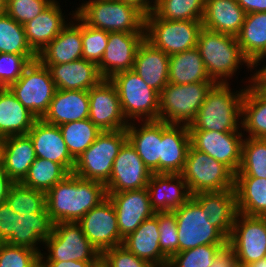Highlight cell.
I'll list each match as a JSON object with an SVG mask.
<instances>
[{
    "label": "cell",
    "mask_w": 266,
    "mask_h": 267,
    "mask_svg": "<svg viewBox=\"0 0 266 267\" xmlns=\"http://www.w3.org/2000/svg\"><path fill=\"white\" fill-rule=\"evenodd\" d=\"M190 147L187 125L167 124L161 121V156L159 174H180Z\"/></svg>",
    "instance_id": "23"
},
{
    "label": "cell",
    "mask_w": 266,
    "mask_h": 267,
    "mask_svg": "<svg viewBox=\"0 0 266 267\" xmlns=\"http://www.w3.org/2000/svg\"><path fill=\"white\" fill-rule=\"evenodd\" d=\"M266 58V48L265 50L251 63L252 65V70L256 69L258 65L261 64V61L264 62ZM264 60V61H263ZM260 63V64H259Z\"/></svg>",
    "instance_id": "60"
},
{
    "label": "cell",
    "mask_w": 266,
    "mask_h": 267,
    "mask_svg": "<svg viewBox=\"0 0 266 267\" xmlns=\"http://www.w3.org/2000/svg\"><path fill=\"white\" fill-rule=\"evenodd\" d=\"M192 198L208 215L209 222L229 238L237 212L235 189L218 192H201Z\"/></svg>",
    "instance_id": "26"
},
{
    "label": "cell",
    "mask_w": 266,
    "mask_h": 267,
    "mask_svg": "<svg viewBox=\"0 0 266 267\" xmlns=\"http://www.w3.org/2000/svg\"><path fill=\"white\" fill-rule=\"evenodd\" d=\"M60 7L58 1L54 0L37 17L23 25L28 45L37 55L68 24Z\"/></svg>",
    "instance_id": "29"
},
{
    "label": "cell",
    "mask_w": 266,
    "mask_h": 267,
    "mask_svg": "<svg viewBox=\"0 0 266 267\" xmlns=\"http://www.w3.org/2000/svg\"><path fill=\"white\" fill-rule=\"evenodd\" d=\"M151 175L152 172L127 140L114 159L110 179L105 184L106 191L122 192L146 188Z\"/></svg>",
    "instance_id": "17"
},
{
    "label": "cell",
    "mask_w": 266,
    "mask_h": 267,
    "mask_svg": "<svg viewBox=\"0 0 266 267\" xmlns=\"http://www.w3.org/2000/svg\"><path fill=\"white\" fill-rule=\"evenodd\" d=\"M168 79L177 85L215 82L208 76L197 48L170 55Z\"/></svg>",
    "instance_id": "36"
},
{
    "label": "cell",
    "mask_w": 266,
    "mask_h": 267,
    "mask_svg": "<svg viewBox=\"0 0 266 267\" xmlns=\"http://www.w3.org/2000/svg\"><path fill=\"white\" fill-rule=\"evenodd\" d=\"M228 244L240 266L266 258V217L237 213Z\"/></svg>",
    "instance_id": "13"
},
{
    "label": "cell",
    "mask_w": 266,
    "mask_h": 267,
    "mask_svg": "<svg viewBox=\"0 0 266 267\" xmlns=\"http://www.w3.org/2000/svg\"><path fill=\"white\" fill-rule=\"evenodd\" d=\"M216 82L171 84L160 92L159 120L167 124L189 126Z\"/></svg>",
    "instance_id": "6"
},
{
    "label": "cell",
    "mask_w": 266,
    "mask_h": 267,
    "mask_svg": "<svg viewBox=\"0 0 266 267\" xmlns=\"http://www.w3.org/2000/svg\"><path fill=\"white\" fill-rule=\"evenodd\" d=\"M190 145L220 163L236 174L241 164L244 132H218L209 130H189Z\"/></svg>",
    "instance_id": "14"
},
{
    "label": "cell",
    "mask_w": 266,
    "mask_h": 267,
    "mask_svg": "<svg viewBox=\"0 0 266 267\" xmlns=\"http://www.w3.org/2000/svg\"><path fill=\"white\" fill-rule=\"evenodd\" d=\"M16 213L5 202L0 204V242H6L14 233Z\"/></svg>",
    "instance_id": "52"
},
{
    "label": "cell",
    "mask_w": 266,
    "mask_h": 267,
    "mask_svg": "<svg viewBox=\"0 0 266 267\" xmlns=\"http://www.w3.org/2000/svg\"><path fill=\"white\" fill-rule=\"evenodd\" d=\"M72 19L38 55L46 67L65 64L82 58V20L72 11ZM75 22V23H74Z\"/></svg>",
    "instance_id": "21"
},
{
    "label": "cell",
    "mask_w": 266,
    "mask_h": 267,
    "mask_svg": "<svg viewBox=\"0 0 266 267\" xmlns=\"http://www.w3.org/2000/svg\"><path fill=\"white\" fill-rule=\"evenodd\" d=\"M53 228L54 223L47 211L24 215L16 213L15 230L6 243L41 253L38 244L52 235Z\"/></svg>",
    "instance_id": "32"
},
{
    "label": "cell",
    "mask_w": 266,
    "mask_h": 267,
    "mask_svg": "<svg viewBox=\"0 0 266 267\" xmlns=\"http://www.w3.org/2000/svg\"><path fill=\"white\" fill-rule=\"evenodd\" d=\"M27 135L32 140L36 157L61 164L72 173L75 159L68 151L59 126L37 119Z\"/></svg>",
    "instance_id": "20"
},
{
    "label": "cell",
    "mask_w": 266,
    "mask_h": 267,
    "mask_svg": "<svg viewBox=\"0 0 266 267\" xmlns=\"http://www.w3.org/2000/svg\"><path fill=\"white\" fill-rule=\"evenodd\" d=\"M68 174L70 173L61 164L37 157L20 183L25 187L47 193Z\"/></svg>",
    "instance_id": "39"
},
{
    "label": "cell",
    "mask_w": 266,
    "mask_h": 267,
    "mask_svg": "<svg viewBox=\"0 0 266 267\" xmlns=\"http://www.w3.org/2000/svg\"><path fill=\"white\" fill-rule=\"evenodd\" d=\"M122 245L138 258L146 260L156 267H162L169 262V258L159 246L157 212L152 217L145 219L133 233L125 237Z\"/></svg>",
    "instance_id": "31"
},
{
    "label": "cell",
    "mask_w": 266,
    "mask_h": 267,
    "mask_svg": "<svg viewBox=\"0 0 266 267\" xmlns=\"http://www.w3.org/2000/svg\"><path fill=\"white\" fill-rule=\"evenodd\" d=\"M83 233L102 254L105 250L123 244L113 203L107 197L90 209L79 221Z\"/></svg>",
    "instance_id": "15"
},
{
    "label": "cell",
    "mask_w": 266,
    "mask_h": 267,
    "mask_svg": "<svg viewBox=\"0 0 266 267\" xmlns=\"http://www.w3.org/2000/svg\"><path fill=\"white\" fill-rule=\"evenodd\" d=\"M246 12L237 0H205L203 28L237 36L245 21Z\"/></svg>",
    "instance_id": "33"
},
{
    "label": "cell",
    "mask_w": 266,
    "mask_h": 267,
    "mask_svg": "<svg viewBox=\"0 0 266 267\" xmlns=\"http://www.w3.org/2000/svg\"><path fill=\"white\" fill-rule=\"evenodd\" d=\"M235 250L227 243L217 252L210 267H239Z\"/></svg>",
    "instance_id": "53"
},
{
    "label": "cell",
    "mask_w": 266,
    "mask_h": 267,
    "mask_svg": "<svg viewBox=\"0 0 266 267\" xmlns=\"http://www.w3.org/2000/svg\"><path fill=\"white\" fill-rule=\"evenodd\" d=\"M172 212L177 223L178 252L200 245L228 243V238L209 222L208 215L192 197Z\"/></svg>",
    "instance_id": "10"
},
{
    "label": "cell",
    "mask_w": 266,
    "mask_h": 267,
    "mask_svg": "<svg viewBox=\"0 0 266 267\" xmlns=\"http://www.w3.org/2000/svg\"><path fill=\"white\" fill-rule=\"evenodd\" d=\"M141 125L130 122L126 127L127 140L135 148L152 172L159 174V157L161 156V121H142ZM140 126V127H139ZM139 127V128H138Z\"/></svg>",
    "instance_id": "30"
},
{
    "label": "cell",
    "mask_w": 266,
    "mask_h": 267,
    "mask_svg": "<svg viewBox=\"0 0 266 267\" xmlns=\"http://www.w3.org/2000/svg\"><path fill=\"white\" fill-rule=\"evenodd\" d=\"M6 202L18 214H31L46 209V193L14 183L8 192Z\"/></svg>",
    "instance_id": "44"
},
{
    "label": "cell",
    "mask_w": 266,
    "mask_h": 267,
    "mask_svg": "<svg viewBox=\"0 0 266 267\" xmlns=\"http://www.w3.org/2000/svg\"><path fill=\"white\" fill-rule=\"evenodd\" d=\"M242 101L241 128L248 133L247 137L266 139V92L248 79Z\"/></svg>",
    "instance_id": "35"
},
{
    "label": "cell",
    "mask_w": 266,
    "mask_h": 267,
    "mask_svg": "<svg viewBox=\"0 0 266 267\" xmlns=\"http://www.w3.org/2000/svg\"><path fill=\"white\" fill-rule=\"evenodd\" d=\"M162 267H171L168 263L163 265Z\"/></svg>",
    "instance_id": "63"
},
{
    "label": "cell",
    "mask_w": 266,
    "mask_h": 267,
    "mask_svg": "<svg viewBox=\"0 0 266 267\" xmlns=\"http://www.w3.org/2000/svg\"><path fill=\"white\" fill-rule=\"evenodd\" d=\"M40 252L0 242V267H38Z\"/></svg>",
    "instance_id": "46"
},
{
    "label": "cell",
    "mask_w": 266,
    "mask_h": 267,
    "mask_svg": "<svg viewBox=\"0 0 266 267\" xmlns=\"http://www.w3.org/2000/svg\"><path fill=\"white\" fill-rule=\"evenodd\" d=\"M54 0H5V13L19 24H26L43 12Z\"/></svg>",
    "instance_id": "49"
},
{
    "label": "cell",
    "mask_w": 266,
    "mask_h": 267,
    "mask_svg": "<svg viewBox=\"0 0 266 267\" xmlns=\"http://www.w3.org/2000/svg\"><path fill=\"white\" fill-rule=\"evenodd\" d=\"M102 256L106 259L108 267H156L152 263L138 258L123 245L105 250Z\"/></svg>",
    "instance_id": "51"
},
{
    "label": "cell",
    "mask_w": 266,
    "mask_h": 267,
    "mask_svg": "<svg viewBox=\"0 0 266 267\" xmlns=\"http://www.w3.org/2000/svg\"><path fill=\"white\" fill-rule=\"evenodd\" d=\"M180 175L192 195L235 189V174L225 164L191 145Z\"/></svg>",
    "instance_id": "8"
},
{
    "label": "cell",
    "mask_w": 266,
    "mask_h": 267,
    "mask_svg": "<svg viewBox=\"0 0 266 267\" xmlns=\"http://www.w3.org/2000/svg\"><path fill=\"white\" fill-rule=\"evenodd\" d=\"M236 38L243 55L252 63L266 48V12L246 14Z\"/></svg>",
    "instance_id": "38"
},
{
    "label": "cell",
    "mask_w": 266,
    "mask_h": 267,
    "mask_svg": "<svg viewBox=\"0 0 266 267\" xmlns=\"http://www.w3.org/2000/svg\"><path fill=\"white\" fill-rule=\"evenodd\" d=\"M146 188L155 212H171L192 197L180 174L152 173Z\"/></svg>",
    "instance_id": "22"
},
{
    "label": "cell",
    "mask_w": 266,
    "mask_h": 267,
    "mask_svg": "<svg viewBox=\"0 0 266 267\" xmlns=\"http://www.w3.org/2000/svg\"><path fill=\"white\" fill-rule=\"evenodd\" d=\"M205 0H157L154 13L166 20L202 21Z\"/></svg>",
    "instance_id": "42"
},
{
    "label": "cell",
    "mask_w": 266,
    "mask_h": 267,
    "mask_svg": "<svg viewBox=\"0 0 266 267\" xmlns=\"http://www.w3.org/2000/svg\"><path fill=\"white\" fill-rule=\"evenodd\" d=\"M8 88L37 119L47 112L57 90L48 67L38 59L32 61Z\"/></svg>",
    "instance_id": "11"
},
{
    "label": "cell",
    "mask_w": 266,
    "mask_h": 267,
    "mask_svg": "<svg viewBox=\"0 0 266 267\" xmlns=\"http://www.w3.org/2000/svg\"><path fill=\"white\" fill-rule=\"evenodd\" d=\"M256 72H252L254 75L252 83L258 87L260 90L266 92V65H262Z\"/></svg>",
    "instance_id": "58"
},
{
    "label": "cell",
    "mask_w": 266,
    "mask_h": 267,
    "mask_svg": "<svg viewBox=\"0 0 266 267\" xmlns=\"http://www.w3.org/2000/svg\"><path fill=\"white\" fill-rule=\"evenodd\" d=\"M237 3L246 14L266 12V0H237Z\"/></svg>",
    "instance_id": "54"
},
{
    "label": "cell",
    "mask_w": 266,
    "mask_h": 267,
    "mask_svg": "<svg viewBox=\"0 0 266 267\" xmlns=\"http://www.w3.org/2000/svg\"><path fill=\"white\" fill-rule=\"evenodd\" d=\"M93 261H40L42 267H87Z\"/></svg>",
    "instance_id": "56"
},
{
    "label": "cell",
    "mask_w": 266,
    "mask_h": 267,
    "mask_svg": "<svg viewBox=\"0 0 266 267\" xmlns=\"http://www.w3.org/2000/svg\"><path fill=\"white\" fill-rule=\"evenodd\" d=\"M89 119L101 131L126 129L129 122L123 116L117 89L110 79H102L88 91Z\"/></svg>",
    "instance_id": "16"
},
{
    "label": "cell",
    "mask_w": 266,
    "mask_h": 267,
    "mask_svg": "<svg viewBox=\"0 0 266 267\" xmlns=\"http://www.w3.org/2000/svg\"><path fill=\"white\" fill-rule=\"evenodd\" d=\"M226 244L200 245L174 254L168 264L171 267H210L217 252Z\"/></svg>",
    "instance_id": "45"
},
{
    "label": "cell",
    "mask_w": 266,
    "mask_h": 267,
    "mask_svg": "<svg viewBox=\"0 0 266 267\" xmlns=\"http://www.w3.org/2000/svg\"><path fill=\"white\" fill-rule=\"evenodd\" d=\"M159 228V246L161 251L170 259L178 253V234L175 214L157 212Z\"/></svg>",
    "instance_id": "50"
},
{
    "label": "cell",
    "mask_w": 266,
    "mask_h": 267,
    "mask_svg": "<svg viewBox=\"0 0 266 267\" xmlns=\"http://www.w3.org/2000/svg\"><path fill=\"white\" fill-rule=\"evenodd\" d=\"M247 267H266V258L253 262L247 265Z\"/></svg>",
    "instance_id": "61"
},
{
    "label": "cell",
    "mask_w": 266,
    "mask_h": 267,
    "mask_svg": "<svg viewBox=\"0 0 266 267\" xmlns=\"http://www.w3.org/2000/svg\"><path fill=\"white\" fill-rule=\"evenodd\" d=\"M126 141V129L102 131L96 140L76 158L72 173L83 179L106 184L112 173L114 159Z\"/></svg>",
    "instance_id": "7"
},
{
    "label": "cell",
    "mask_w": 266,
    "mask_h": 267,
    "mask_svg": "<svg viewBox=\"0 0 266 267\" xmlns=\"http://www.w3.org/2000/svg\"><path fill=\"white\" fill-rule=\"evenodd\" d=\"M35 60H37V55L0 53V85L3 88H8L12 83H15L25 68Z\"/></svg>",
    "instance_id": "48"
},
{
    "label": "cell",
    "mask_w": 266,
    "mask_h": 267,
    "mask_svg": "<svg viewBox=\"0 0 266 267\" xmlns=\"http://www.w3.org/2000/svg\"><path fill=\"white\" fill-rule=\"evenodd\" d=\"M235 176L266 178L265 138H243L241 164Z\"/></svg>",
    "instance_id": "41"
},
{
    "label": "cell",
    "mask_w": 266,
    "mask_h": 267,
    "mask_svg": "<svg viewBox=\"0 0 266 267\" xmlns=\"http://www.w3.org/2000/svg\"><path fill=\"white\" fill-rule=\"evenodd\" d=\"M59 128L68 151L75 160L102 132L89 118L68 122L60 125Z\"/></svg>",
    "instance_id": "40"
},
{
    "label": "cell",
    "mask_w": 266,
    "mask_h": 267,
    "mask_svg": "<svg viewBox=\"0 0 266 267\" xmlns=\"http://www.w3.org/2000/svg\"><path fill=\"white\" fill-rule=\"evenodd\" d=\"M202 28V21L166 20L154 12L145 16V39L169 56L196 48Z\"/></svg>",
    "instance_id": "9"
},
{
    "label": "cell",
    "mask_w": 266,
    "mask_h": 267,
    "mask_svg": "<svg viewBox=\"0 0 266 267\" xmlns=\"http://www.w3.org/2000/svg\"><path fill=\"white\" fill-rule=\"evenodd\" d=\"M125 3L134 5L145 15H148L154 11L157 0H120Z\"/></svg>",
    "instance_id": "57"
},
{
    "label": "cell",
    "mask_w": 266,
    "mask_h": 267,
    "mask_svg": "<svg viewBox=\"0 0 266 267\" xmlns=\"http://www.w3.org/2000/svg\"><path fill=\"white\" fill-rule=\"evenodd\" d=\"M110 81L117 89L121 110L127 122L137 119L142 122L159 120L160 94L133 70L116 73Z\"/></svg>",
    "instance_id": "5"
},
{
    "label": "cell",
    "mask_w": 266,
    "mask_h": 267,
    "mask_svg": "<svg viewBox=\"0 0 266 267\" xmlns=\"http://www.w3.org/2000/svg\"><path fill=\"white\" fill-rule=\"evenodd\" d=\"M36 158L28 135L9 136L0 140V164L15 183L24 179Z\"/></svg>",
    "instance_id": "25"
},
{
    "label": "cell",
    "mask_w": 266,
    "mask_h": 267,
    "mask_svg": "<svg viewBox=\"0 0 266 267\" xmlns=\"http://www.w3.org/2000/svg\"><path fill=\"white\" fill-rule=\"evenodd\" d=\"M56 89L89 91L103 78L97 64L83 58L48 67Z\"/></svg>",
    "instance_id": "27"
},
{
    "label": "cell",
    "mask_w": 266,
    "mask_h": 267,
    "mask_svg": "<svg viewBox=\"0 0 266 267\" xmlns=\"http://www.w3.org/2000/svg\"><path fill=\"white\" fill-rule=\"evenodd\" d=\"M43 246L48 253L41 252L40 261H94L101 255L87 239L78 222L54 224L52 235Z\"/></svg>",
    "instance_id": "12"
},
{
    "label": "cell",
    "mask_w": 266,
    "mask_h": 267,
    "mask_svg": "<svg viewBox=\"0 0 266 267\" xmlns=\"http://www.w3.org/2000/svg\"><path fill=\"white\" fill-rule=\"evenodd\" d=\"M87 267H108L106 259L102 254L91 262Z\"/></svg>",
    "instance_id": "59"
},
{
    "label": "cell",
    "mask_w": 266,
    "mask_h": 267,
    "mask_svg": "<svg viewBox=\"0 0 266 267\" xmlns=\"http://www.w3.org/2000/svg\"><path fill=\"white\" fill-rule=\"evenodd\" d=\"M237 212L266 217V178L235 176Z\"/></svg>",
    "instance_id": "37"
},
{
    "label": "cell",
    "mask_w": 266,
    "mask_h": 267,
    "mask_svg": "<svg viewBox=\"0 0 266 267\" xmlns=\"http://www.w3.org/2000/svg\"><path fill=\"white\" fill-rule=\"evenodd\" d=\"M107 197L113 203L123 239L133 233L145 219L156 213L151 207L147 188L107 192Z\"/></svg>",
    "instance_id": "18"
},
{
    "label": "cell",
    "mask_w": 266,
    "mask_h": 267,
    "mask_svg": "<svg viewBox=\"0 0 266 267\" xmlns=\"http://www.w3.org/2000/svg\"><path fill=\"white\" fill-rule=\"evenodd\" d=\"M231 90L229 83L216 84L208 93L188 130L218 132L242 130V101L245 87L236 92Z\"/></svg>",
    "instance_id": "3"
},
{
    "label": "cell",
    "mask_w": 266,
    "mask_h": 267,
    "mask_svg": "<svg viewBox=\"0 0 266 267\" xmlns=\"http://www.w3.org/2000/svg\"><path fill=\"white\" fill-rule=\"evenodd\" d=\"M145 33L109 32L107 47L97 64L103 79H110L116 73L132 70L139 45Z\"/></svg>",
    "instance_id": "19"
},
{
    "label": "cell",
    "mask_w": 266,
    "mask_h": 267,
    "mask_svg": "<svg viewBox=\"0 0 266 267\" xmlns=\"http://www.w3.org/2000/svg\"><path fill=\"white\" fill-rule=\"evenodd\" d=\"M75 14L92 28L107 32L145 33V14L120 0H89Z\"/></svg>",
    "instance_id": "4"
},
{
    "label": "cell",
    "mask_w": 266,
    "mask_h": 267,
    "mask_svg": "<svg viewBox=\"0 0 266 267\" xmlns=\"http://www.w3.org/2000/svg\"><path fill=\"white\" fill-rule=\"evenodd\" d=\"M109 32L95 29L82 21V58L98 64L104 54Z\"/></svg>",
    "instance_id": "47"
},
{
    "label": "cell",
    "mask_w": 266,
    "mask_h": 267,
    "mask_svg": "<svg viewBox=\"0 0 266 267\" xmlns=\"http://www.w3.org/2000/svg\"><path fill=\"white\" fill-rule=\"evenodd\" d=\"M196 48L208 76L217 84H228L240 65L245 64L252 72L251 62L243 55L235 36L202 28Z\"/></svg>",
    "instance_id": "2"
},
{
    "label": "cell",
    "mask_w": 266,
    "mask_h": 267,
    "mask_svg": "<svg viewBox=\"0 0 266 267\" xmlns=\"http://www.w3.org/2000/svg\"><path fill=\"white\" fill-rule=\"evenodd\" d=\"M169 59V55L144 39L137 49L132 70L160 94L169 83Z\"/></svg>",
    "instance_id": "24"
},
{
    "label": "cell",
    "mask_w": 266,
    "mask_h": 267,
    "mask_svg": "<svg viewBox=\"0 0 266 267\" xmlns=\"http://www.w3.org/2000/svg\"><path fill=\"white\" fill-rule=\"evenodd\" d=\"M0 53L37 55L28 45L23 25L5 12L0 15Z\"/></svg>",
    "instance_id": "43"
},
{
    "label": "cell",
    "mask_w": 266,
    "mask_h": 267,
    "mask_svg": "<svg viewBox=\"0 0 266 267\" xmlns=\"http://www.w3.org/2000/svg\"><path fill=\"white\" fill-rule=\"evenodd\" d=\"M106 198L104 183L70 173L46 193V209L54 224L78 222Z\"/></svg>",
    "instance_id": "1"
},
{
    "label": "cell",
    "mask_w": 266,
    "mask_h": 267,
    "mask_svg": "<svg viewBox=\"0 0 266 267\" xmlns=\"http://www.w3.org/2000/svg\"><path fill=\"white\" fill-rule=\"evenodd\" d=\"M5 11V0H0V15Z\"/></svg>",
    "instance_id": "62"
},
{
    "label": "cell",
    "mask_w": 266,
    "mask_h": 267,
    "mask_svg": "<svg viewBox=\"0 0 266 267\" xmlns=\"http://www.w3.org/2000/svg\"><path fill=\"white\" fill-rule=\"evenodd\" d=\"M37 117L15 97L9 88L0 91V140L27 135Z\"/></svg>",
    "instance_id": "34"
},
{
    "label": "cell",
    "mask_w": 266,
    "mask_h": 267,
    "mask_svg": "<svg viewBox=\"0 0 266 267\" xmlns=\"http://www.w3.org/2000/svg\"><path fill=\"white\" fill-rule=\"evenodd\" d=\"M88 117V91L57 89L47 112L41 119L46 123L60 126L68 122L88 119Z\"/></svg>",
    "instance_id": "28"
},
{
    "label": "cell",
    "mask_w": 266,
    "mask_h": 267,
    "mask_svg": "<svg viewBox=\"0 0 266 267\" xmlns=\"http://www.w3.org/2000/svg\"><path fill=\"white\" fill-rule=\"evenodd\" d=\"M14 183L15 182L6 174V172L3 170L0 164V204L6 202V198L10 190V187Z\"/></svg>",
    "instance_id": "55"
}]
</instances>
